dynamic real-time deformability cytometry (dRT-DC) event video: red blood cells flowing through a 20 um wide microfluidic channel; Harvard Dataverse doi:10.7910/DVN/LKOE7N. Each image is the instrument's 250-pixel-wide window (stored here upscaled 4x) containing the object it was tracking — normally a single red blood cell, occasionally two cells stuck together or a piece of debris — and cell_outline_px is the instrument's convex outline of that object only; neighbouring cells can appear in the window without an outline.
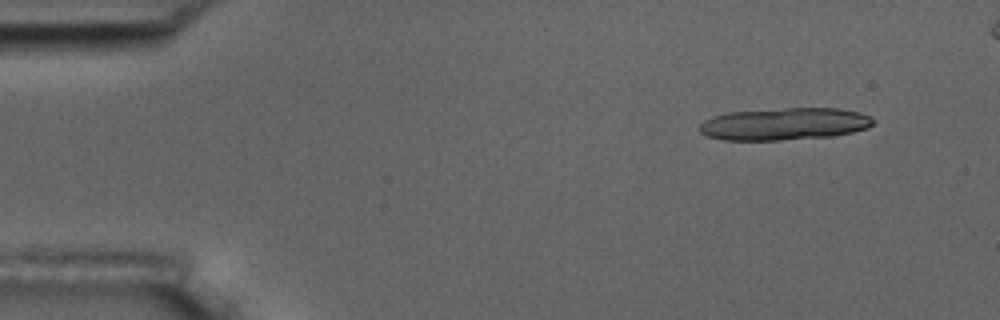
{"species": "common noctule bat (a hibernating species)", "species_latin": "Nyctalus noctula", "temperature_condition": "room temperature", "stored_images_in_passage": 9, "segment_of_instrument_passage": [1, 2], "camera_frame_rate_fps": 3000, "um_per_image_px": 0.085, "animal": {"sex": "male", "body_mass_g": 17.5, "forearm_length_mm": 52.3}, "frame": {"image": 1, "passage_image": 2, "time_ms": 1.0, "image_size_px": [1000, 320], "cell_outline_px": [[876, 120], [868, 128], [852, 132], [832, 136], [780, 140], [724, 140], [708, 136], [700, 132], [700, 124], [704, 120], [712, 116], [728, 112], [784, 108], [840, 108], [860, 112]], "centroid_in_image_um": [66.68, 10.53], "position_along_channel_um": 18.3, "area_um2": 32.71}}